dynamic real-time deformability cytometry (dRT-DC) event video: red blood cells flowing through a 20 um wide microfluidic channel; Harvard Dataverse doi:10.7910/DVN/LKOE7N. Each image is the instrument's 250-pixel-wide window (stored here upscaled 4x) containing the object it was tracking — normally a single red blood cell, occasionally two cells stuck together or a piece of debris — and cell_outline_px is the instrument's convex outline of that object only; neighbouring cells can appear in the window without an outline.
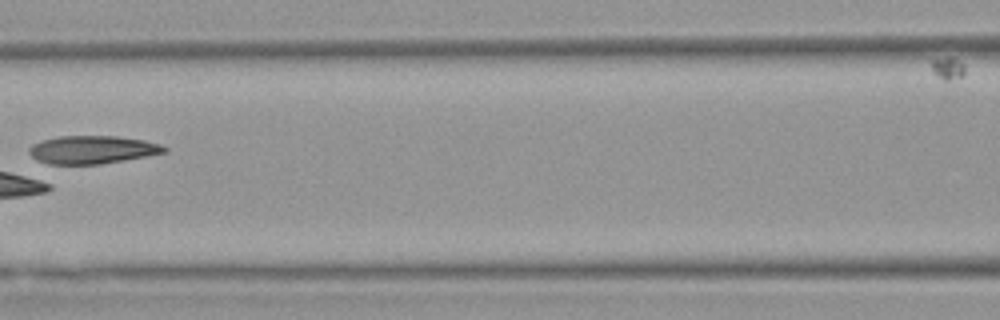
{"species": "Egyptian fruit bat (a non-hibernating species)", "species_latin": "Rousettus aegyptiacus", "temperature_condition": "warm", "stored_images_in_passage": 6, "camera_frame_rate_fps": 3000, "um_per_image_px": 0.085, "animal": {"sex": "female"}, "frame": {"image": 1, "passage_image": 5, "time_ms": 1.333, "image_size_px": [1000, 320], "cell_outline_px": [[168, 152], [148, 156], [100, 164], [48, 164], [36, 160], [28, 152], [28, 148], [32, 144], [40, 140], [60, 136], [116, 136], [144, 140], [160, 144], [168, 148]], "centroid_in_image_um": [7.84, 12.72], "position_along_channel_um": 158.8, "area_um2": 22.25}}